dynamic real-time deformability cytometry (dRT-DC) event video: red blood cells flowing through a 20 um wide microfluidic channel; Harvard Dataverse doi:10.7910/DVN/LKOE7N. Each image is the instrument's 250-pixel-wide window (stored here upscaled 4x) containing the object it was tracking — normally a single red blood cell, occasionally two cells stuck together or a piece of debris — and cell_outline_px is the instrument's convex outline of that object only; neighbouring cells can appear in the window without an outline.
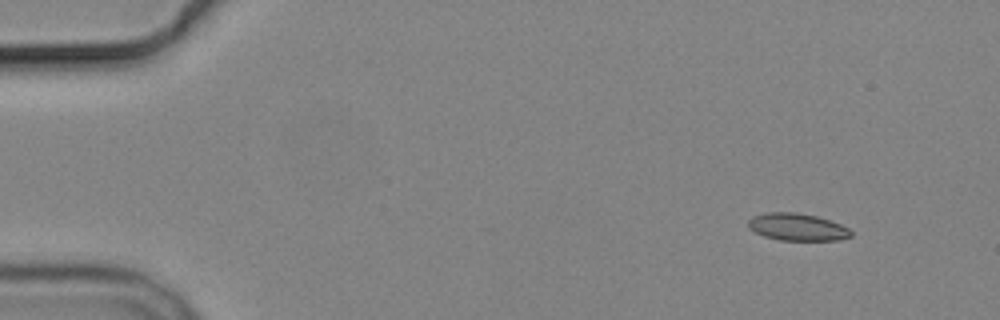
{"species": "common noctule bat (a hibernating species)", "species_latin": "Nyctalus noctula", "temperature_condition": "cold", "stored_images_in_passage": 4, "camera_frame_rate_fps": 3000, "um_per_image_px": 0.085, "animal": {"sex": "male", "body_mass_g": 19.2, "forearm_length_mm": 51.8}, "frame": {"image": 1, "passage_image": 2, "time_ms": 1.333, "image_size_px": [1000, 320], "cell_outline_px": [[852, 236], [840, 240], [780, 240], [764, 236], [748, 228], [748, 220], [752, 216], [764, 212], [796, 212], [816, 216], [840, 224], [848, 228], [852, 232]], "centroid_in_image_um": [67.74, 19.29], "position_along_channel_um": 17.3, "area_um2": 16.36}}
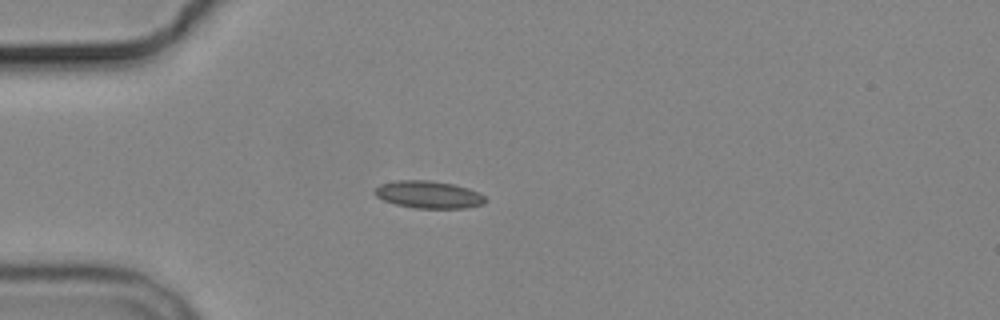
{"frame": {"image": 2, "passage_image": 4, "time_ms": 4.667, "image_size_px": [1000, 320], "cell_outline_px": [[488, 200], [484, 204], [464, 208], [416, 208], [396, 204], [384, 200], [376, 196], [372, 192], [380, 184], [396, 180], [428, 180], [452, 184], [468, 188], [484, 196]], "centroid_in_image_um": [36.42, 16.54], "position_along_channel_um": 48.6, "area_um2": 17.57}}